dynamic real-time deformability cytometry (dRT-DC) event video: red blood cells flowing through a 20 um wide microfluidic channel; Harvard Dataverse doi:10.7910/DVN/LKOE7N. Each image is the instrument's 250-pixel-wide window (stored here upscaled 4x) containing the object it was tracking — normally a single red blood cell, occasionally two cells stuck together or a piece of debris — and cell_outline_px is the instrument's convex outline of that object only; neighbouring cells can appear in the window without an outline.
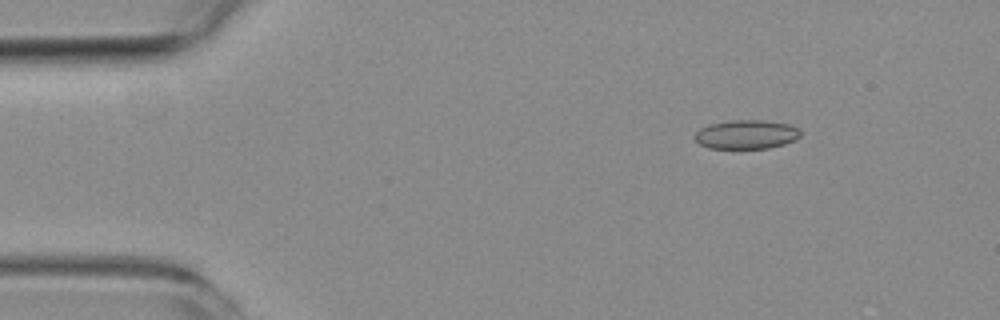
{"species": "common noctule bat (a hibernating species)", "species_latin": "Nyctalus noctula", "temperature_condition": "room temperature", "stored_images_in_passage": 4, "camera_frame_rate_fps": 3000, "um_per_image_px": 0.085, "animal": {"sex": "female", "body_mass_g": 19.3, "forearm_length_mm": 54.1}, "frame": {"image": 1, "passage_image": 2, "time_ms": 1.0, "image_size_px": [1000, 320], "cell_outline_px": [[800, 136], [796, 140], [784, 144], [768, 148], [708, 148], [700, 144], [696, 140], [696, 132], [700, 128], [708, 124], [732, 120], [764, 120], [788, 124], [796, 128], [800, 132]], "centroid_in_image_um": [63.44, 11.42], "position_along_channel_um": 21.6, "area_um2": 17.74}}